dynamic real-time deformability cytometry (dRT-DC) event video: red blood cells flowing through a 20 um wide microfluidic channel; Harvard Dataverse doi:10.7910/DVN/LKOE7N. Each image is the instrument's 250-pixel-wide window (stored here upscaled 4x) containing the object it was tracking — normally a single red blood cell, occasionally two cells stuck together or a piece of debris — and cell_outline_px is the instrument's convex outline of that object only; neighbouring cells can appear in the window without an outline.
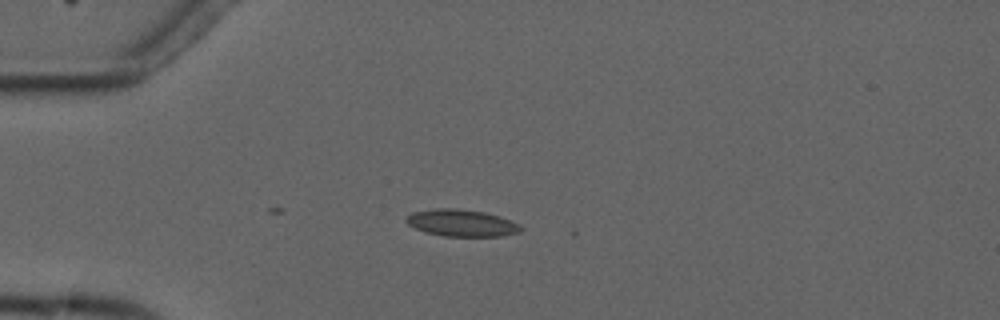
{"species": "common noctule bat (a hibernating species)", "species_latin": "Nyctalus noctula", "temperature_condition": "cold", "stored_images_in_passage": 7, "camera_frame_rate_fps": 3000, "um_per_image_px": 0.085, "animal": {"sex": "male", "forearm_length_mm": 52.5}, "frame": {"image": 1, "passage_image": 5, "time_ms": 4.667, "image_size_px": [1000, 320], "cell_outline_px": [[524, 228], [520, 232], [500, 236], [444, 236], [424, 232], [408, 224], [404, 220], [412, 212], [436, 208], [456, 208], [484, 212], [500, 216], [520, 224]], "centroid_in_image_um": [39.25, 18.95], "position_along_channel_um": 45.8, "area_um2": 18.03}}